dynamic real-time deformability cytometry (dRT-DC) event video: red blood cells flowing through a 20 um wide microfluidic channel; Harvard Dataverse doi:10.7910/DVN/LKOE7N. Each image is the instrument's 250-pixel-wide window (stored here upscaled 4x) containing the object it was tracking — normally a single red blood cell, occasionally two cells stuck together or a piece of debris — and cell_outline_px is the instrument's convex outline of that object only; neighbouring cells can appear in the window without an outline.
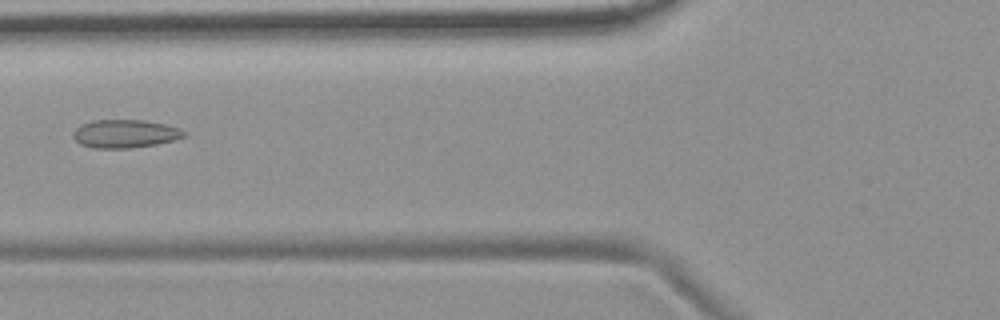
{"species": "common noctule bat (a hibernating species)", "species_latin": "Nyctalus noctula", "temperature_condition": "room temperature", "stored_images_in_passage": 5, "camera_frame_rate_fps": 3000, "um_per_image_px": 0.085, "animal": {"sex": "female", "body_mass_g": 19.9}, "frame": {"image": 1, "passage_image": 5, "time_ms": 5.667, "image_size_px": [1000, 320], "cell_outline_px": [[188, 132], [184, 136], [172, 140], [156, 144], [132, 148], [92, 148], [80, 144], [72, 136], [72, 132], [80, 124], [92, 120], [144, 120], [164, 124]], "centroid_in_image_um": [10.57, 11.36], "position_along_channel_um": 115.2, "area_um2": 18.21}}